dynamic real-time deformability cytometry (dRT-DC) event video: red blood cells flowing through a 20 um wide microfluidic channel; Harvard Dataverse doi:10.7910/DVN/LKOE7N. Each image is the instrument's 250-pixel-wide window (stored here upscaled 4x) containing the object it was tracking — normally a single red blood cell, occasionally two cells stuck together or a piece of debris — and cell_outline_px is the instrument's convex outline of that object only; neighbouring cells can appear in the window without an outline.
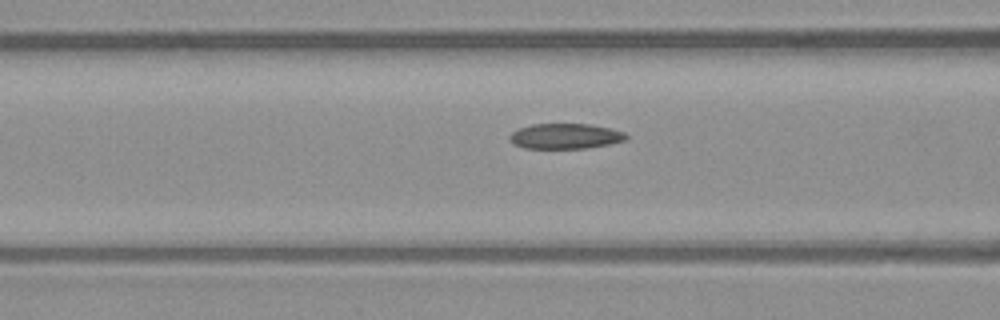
{"species": "common noctule bat (a hibernating species)", "species_latin": "Nyctalus noctula", "temperature_condition": "warm", "stored_images_in_passage": 15, "camera_frame_rate_fps": 3000, "um_per_image_px": 0.085, "animal": {"sex": "male", "body_mass_g": 23.1, "forearm_length_mm": 52.7}, "frame": {"image": 1, "passage_image": 13, "time_ms": 4.0, "image_size_px": [1000, 320], "cell_outline_px": [[628, 140], [588, 148], [524, 148], [512, 144], [508, 140], [508, 136], [516, 128], [532, 124], [592, 124], [612, 128], [624, 132], [628, 136]], "centroid_in_image_um": [48.03, 11.57], "position_along_channel_um": 118.6, "area_um2": 17.51}}